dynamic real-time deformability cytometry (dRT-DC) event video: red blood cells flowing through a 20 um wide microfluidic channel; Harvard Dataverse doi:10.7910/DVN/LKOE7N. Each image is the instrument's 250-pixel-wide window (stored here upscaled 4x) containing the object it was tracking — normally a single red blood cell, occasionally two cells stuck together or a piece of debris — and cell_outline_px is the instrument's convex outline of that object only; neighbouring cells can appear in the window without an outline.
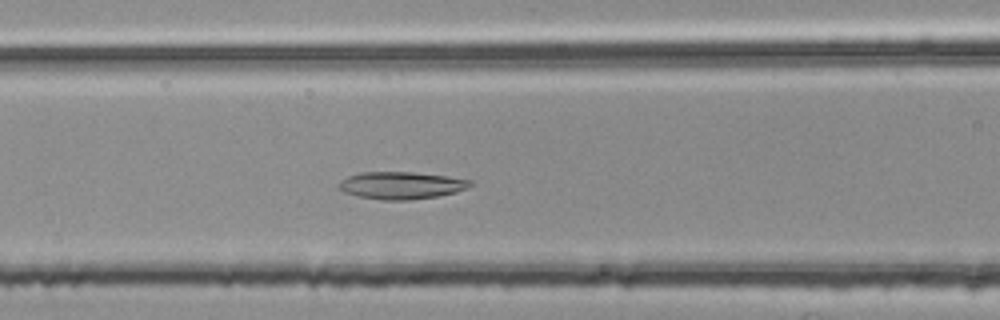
{"species": "common noctule bat (a hibernating species)", "species_latin": "Nyctalus noctula", "temperature_condition": "room temperature", "stored_images_in_passage": 41, "camera_frame_rate_fps": 3000, "um_per_image_px": 0.085, "animal": {"sex": "female", "body_mass_g": 25.1}, "frame": {"image": 1, "passage_image": 13, "time_ms": 4.0, "image_size_px": [1000, 320], "cell_outline_px": [[472, 184], [468, 188], [456, 192], [436, 196], [408, 200], [380, 200], [356, 196], [344, 192], [336, 184], [340, 180], [348, 176], [360, 172], [412, 172], [448, 176], [472, 180]], "centroid_in_image_um": [34.08, 15.75], "position_along_channel_um": 132.5, "area_um2": 21.04}}
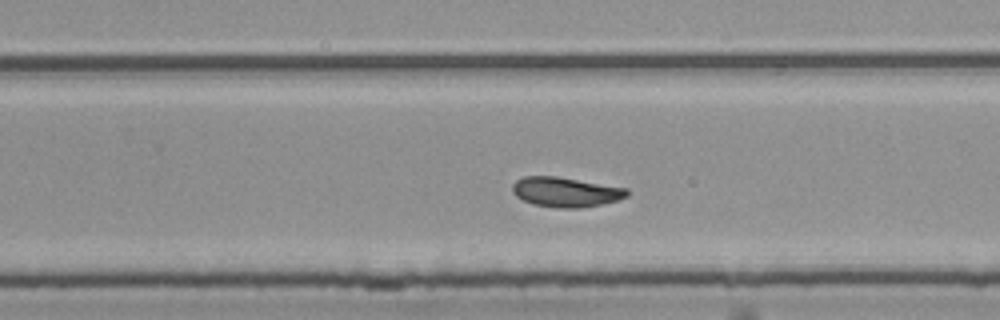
{"frame": {"image": 2, "passage_image": 25, "time_ms": 8.0, "image_size_px": [1000, 320], "cell_outline_px": [[628, 196], [616, 200], [600, 204], [580, 208], [556, 208], [532, 204], [516, 196], [512, 192], [512, 184], [516, 180], [524, 176], [556, 176], [628, 188]], "centroid_in_image_um": [48.05, 16.32], "position_along_channel_um": 281.7, "area_um2": 19.88}}
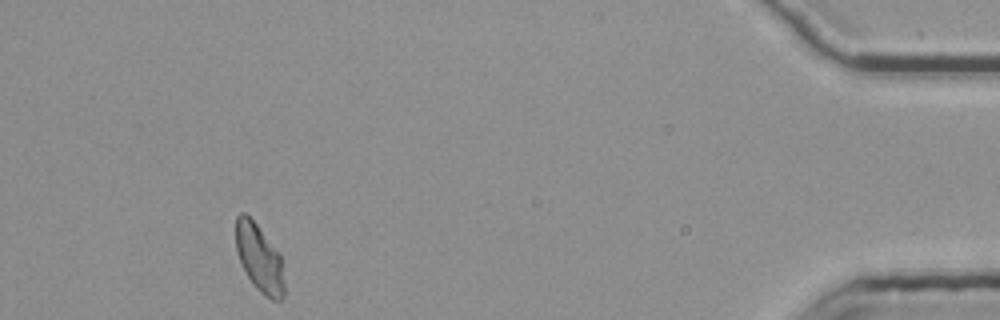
{"frame": {"image": 3, "passage_image": 41, "time_ms": 13.333, "image_size_px": [1000, 320], "cell_outline_px": [[284, 296], [280, 300], [272, 300], [264, 296], [252, 284], [240, 264], [236, 252], [236, 216], [240, 212], [244, 212], [256, 224], [280, 252], [284, 284]], "centroid_in_image_um": [22.03, 21.96], "position_along_channel_um": 413.2, "area_um2": 19.31}, "authors_computed_cell_mechanics": {"area_um2": 19.9988, "velocity_mm_per_s": 3.7485, "shape_relaxation_time_tau1_ms": 7.6758, "shape_relaxation_time_tau2_ms": 4.4421, "deformation_change_tau1": 0.1605, "deformation_change_tau2": 0.0982}}